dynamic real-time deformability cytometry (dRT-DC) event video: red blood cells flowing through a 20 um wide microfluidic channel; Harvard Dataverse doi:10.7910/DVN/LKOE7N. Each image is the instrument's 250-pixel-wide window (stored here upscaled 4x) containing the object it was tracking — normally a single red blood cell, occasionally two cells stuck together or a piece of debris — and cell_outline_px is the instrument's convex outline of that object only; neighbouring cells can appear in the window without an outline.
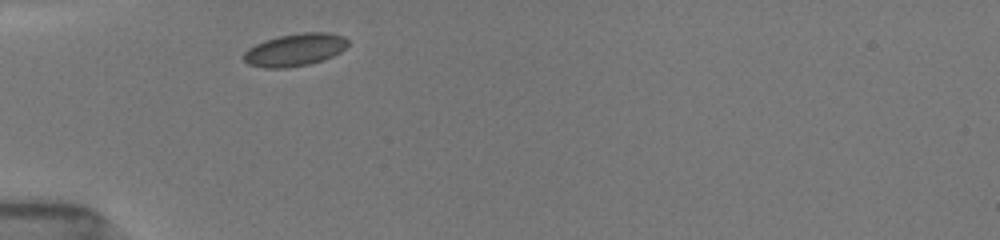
{"species": "common noctule bat (a hibernating species)", "species_latin": "Nyctalus noctula", "temperature_condition": "room temperature", "stored_images_in_passage": 37, "camera_frame_rate_fps": 3000, "um_per_image_px": 0.085, "animal": {"sex": "female", "body_mass_g": 19.5, "forearm_length_mm": 54.1}, "frame": {"image": 1, "passage_image": 1, "time_ms": 0.0, "image_size_px": [1000, 240], "cell_outline_px": [[348, 44], [340, 52], [324, 60], [308, 64], [288, 68], [264, 68], [248, 64], [244, 60], [244, 52], [248, 48], [264, 40], [280, 36], [304, 32], [328, 32], [344, 36], [348, 40]], "centroid_in_image_um": [25.07, 4.24], "position_along_channel_um": 59.9, "area_um2": 19.77}}
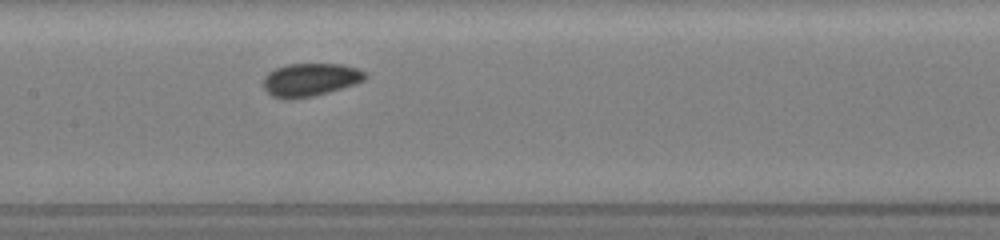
{"frame": {"image": 2, "passage_image": 11, "time_ms": 3.333, "image_size_px": [1000, 240], "cell_outline_px": [[368, 76], [364, 80], [356, 84], [328, 92], [312, 96], [292, 100], [284, 100], [272, 96], [264, 88], [264, 76], [268, 72], [276, 68], [288, 64], [340, 64], [356, 68], [368, 72]], "centroid_in_image_um": [26.38, 6.78], "position_along_channel_um": 181.0, "area_um2": 19.77}}
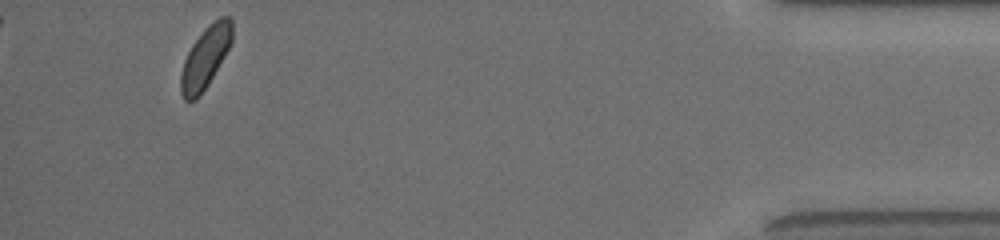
{"frame": {"image": 3, "passage_image": 34, "time_ms": 11.0, "image_size_px": [1000, 240], "cell_outline_px": [[232, 40], [224, 56], [208, 84], [200, 96], [196, 100], [184, 100], [180, 92], [180, 76], [184, 60], [192, 44], [204, 28], [208, 24], [220, 16], [232, 16]], "centroid_in_image_um": [17.44, 4.87], "position_along_channel_um": 417.8, "area_um2": 18.38}, "authors_computed_cell_mechanics": {"area_um2": 18.9584, "velocity_mm_per_s": 3.8716, "shape_relaxation_time_tau1_ms": 3.9768, "shape_relaxation_time_tau2_ms": 1.7659, "deformation_change_tau1": 0.0364, "deformation_change_tau2": 0.0565}}